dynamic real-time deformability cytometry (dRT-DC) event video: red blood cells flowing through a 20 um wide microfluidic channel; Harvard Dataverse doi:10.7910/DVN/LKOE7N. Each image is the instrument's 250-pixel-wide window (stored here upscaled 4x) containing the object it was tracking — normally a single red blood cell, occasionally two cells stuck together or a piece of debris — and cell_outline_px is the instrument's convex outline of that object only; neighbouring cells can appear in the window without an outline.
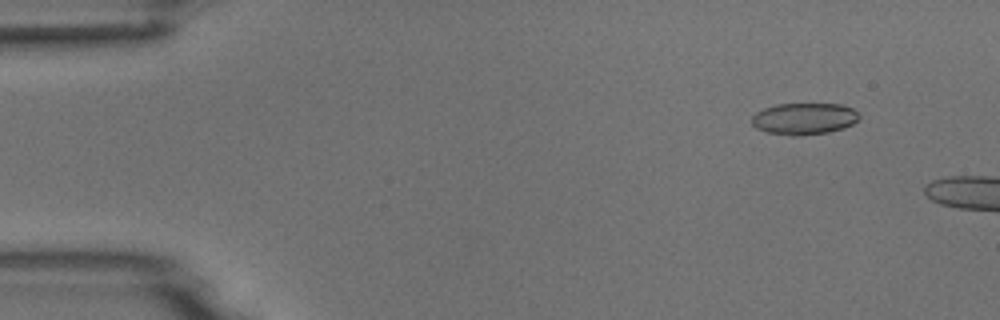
{"species": "common noctule bat (a hibernating species)", "species_latin": "Nyctalus noctula", "temperature_condition": "room temperature", "stored_images_in_passage": 4, "camera_frame_rate_fps": 3000, "um_per_image_px": 0.085, "animal": {"sex": "male", "body_mass_g": 18.8}, "frame": {"image": 1, "passage_image": 2, "time_ms": 1.333, "image_size_px": [1000, 320], "cell_outline_px": [[860, 116], [852, 124], [844, 128], [828, 132], [796, 136], [792, 136], [768, 132], [756, 128], [752, 124], [752, 116], [756, 112], [764, 108], [776, 104], [840, 104], [852, 108]], "centroid_in_image_um": [68.33, 10.09], "position_along_channel_um": 16.7, "area_um2": 19.71}}